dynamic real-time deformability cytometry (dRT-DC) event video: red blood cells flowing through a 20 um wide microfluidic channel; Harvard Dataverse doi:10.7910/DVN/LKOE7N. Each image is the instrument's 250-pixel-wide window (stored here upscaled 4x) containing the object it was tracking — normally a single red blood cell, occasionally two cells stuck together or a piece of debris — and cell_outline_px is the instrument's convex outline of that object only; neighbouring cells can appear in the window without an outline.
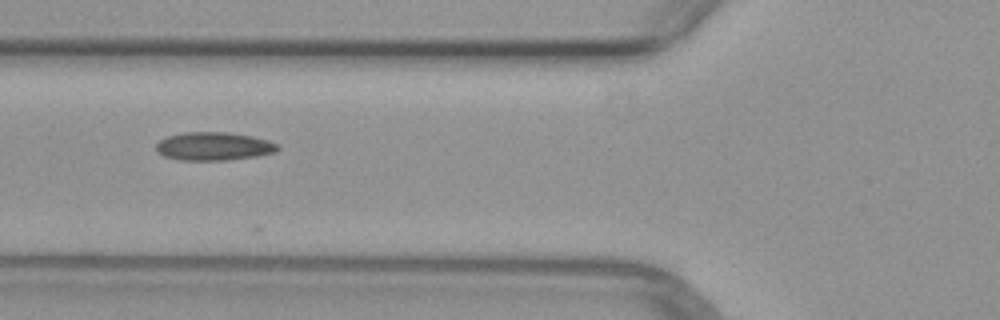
{"species": "common noctule bat (a hibernating species)", "species_latin": "Nyctalus noctula", "temperature_condition": "warm", "stored_images_in_passage": 2, "camera_frame_rate_fps": 3000, "um_per_image_px": 0.085, "animal": {"sex": "female", "body_mass_g": 29.2, "forearm_length_mm": 56.3}, "frame": {"image": 1, "passage_image": 2, "time_ms": 1.333, "image_size_px": [1000, 320], "cell_outline_px": [[280, 148], [276, 152], [256, 156], [228, 160], [180, 160], [164, 156], [156, 152], [156, 144], [160, 140], [168, 136], [184, 132], [228, 132], [252, 136], [268, 140], [276, 144]], "centroid_in_image_um": [18.16, 12.43], "position_along_channel_um": 107.6, "area_um2": 20.06}}